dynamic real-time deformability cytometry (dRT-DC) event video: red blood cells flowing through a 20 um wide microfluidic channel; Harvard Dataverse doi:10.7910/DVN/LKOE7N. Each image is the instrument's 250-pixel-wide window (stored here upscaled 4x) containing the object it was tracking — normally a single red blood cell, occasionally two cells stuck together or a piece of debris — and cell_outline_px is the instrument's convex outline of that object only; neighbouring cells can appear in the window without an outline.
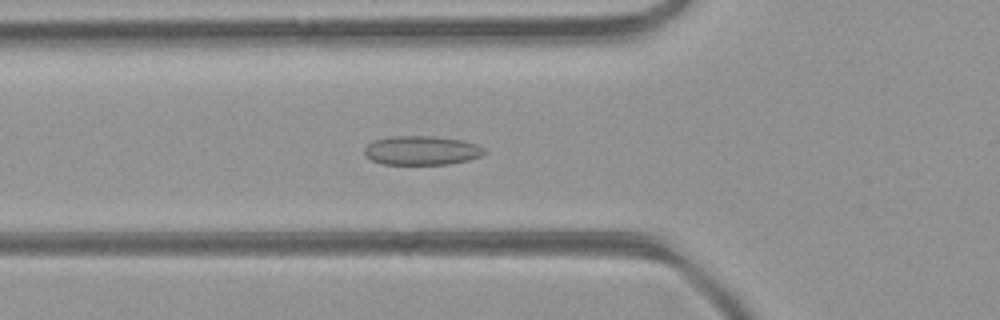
{"species": "common noctule bat (a hibernating species)", "species_latin": "Nyctalus noctula", "temperature_condition": "room temperature", "stored_images_in_passage": 48, "camera_frame_rate_fps": 3000, "um_per_image_px": 0.085, "animal": {"sex": "female", "body_mass_g": 21.9}, "frame": {"image": 1, "passage_image": 16, "time_ms": 5.0, "image_size_px": [1000, 320], "cell_outline_px": [[488, 152], [480, 156], [468, 160], [448, 164], [380, 164], [364, 156], [364, 148], [372, 140], [392, 136], [432, 136], [464, 140], [476, 144], [484, 148]], "centroid_in_image_um": [35.82, 12.78], "position_along_channel_um": 90.0, "area_um2": 20.52}}
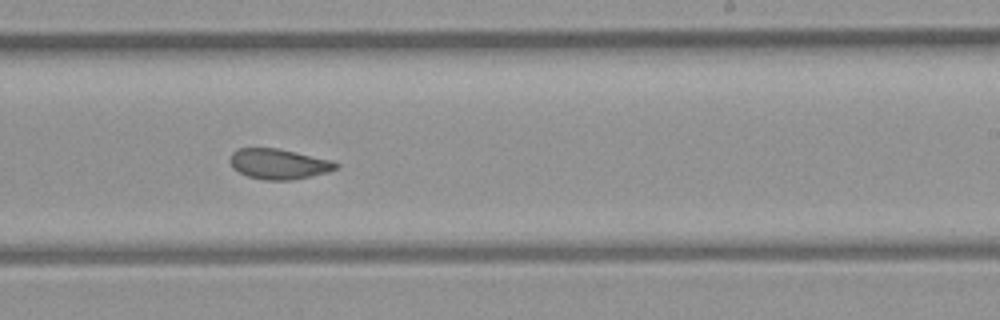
{"frame": {"image": 2, "passage_image": 28, "time_ms": 9.0, "image_size_px": [1000, 320], "cell_outline_px": [[340, 164], [336, 168], [328, 172], [312, 176], [292, 180], [264, 180], [248, 176], [232, 168], [228, 160], [232, 152], [236, 148], [276, 148], [296, 152], [332, 160]], "centroid_in_image_um": [23.67, 13.93], "position_along_channel_um": 265.3, "area_um2": 18.84}}
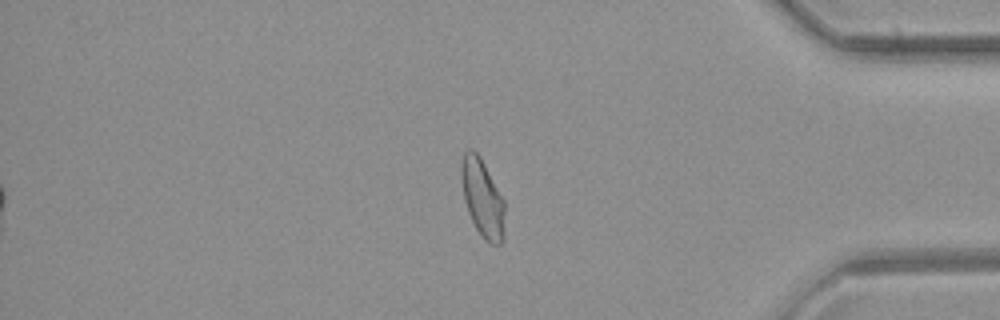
{"frame": {"image": 3, "passage_image": 39, "time_ms": 12.667, "image_size_px": [1000, 320], "cell_outline_px": [[504, 240], [500, 244], [492, 244], [484, 240], [476, 228], [468, 212], [464, 200], [460, 176], [460, 164], [464, 152], [468, 148], [472, 148], [480, 156], [504, 200]], "centroid_in_image_um": [40.99, 16.82], "position_along_channel_um": 394.2, "area_um2": 19.88}, "authors_computed_cell_mechanics": {"area_um2": 19.8543, "velocity_mm_per_s": 4.3724, "shape_relaxation_time_tau1_ms": null, "shape_relaxation_time_tau2_ms": 1.4615, "deformation_change_tau1": null, "deformation_change_tau2": 0.0723}}